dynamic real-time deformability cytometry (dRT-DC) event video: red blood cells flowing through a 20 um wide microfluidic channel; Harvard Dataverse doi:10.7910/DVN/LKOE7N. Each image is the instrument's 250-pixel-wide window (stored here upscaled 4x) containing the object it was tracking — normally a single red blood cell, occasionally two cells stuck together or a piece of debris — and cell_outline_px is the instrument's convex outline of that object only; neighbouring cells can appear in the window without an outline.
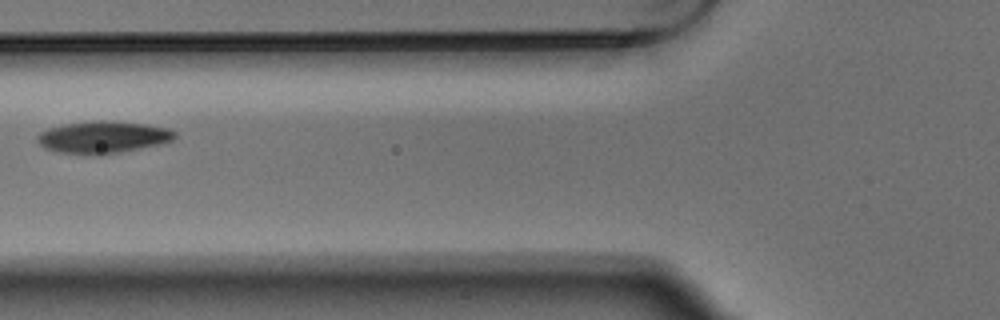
{"species": "Egyptian fruit bat (a non-hibernating species)", "species_latin": "Rousettus aegyptiacus", "temperature_condition": "warm", "stored_images_in_passage": 2, "camera_frame_rate_fps": 3000, "um_per_image_px": 0.085, "animal": {"sex": "male"}, "frame": {"image": 1, "passage_image": 2, "time_ms": 0.333, "image_size_px": [1000, 320], "cell_outline_px": [[176, 136], [172, 140], [160, 144], [100, 156], [96, 156], [56, 152], [44, 148], [36, 140], [36, 136], [40, 132], [48, 128], [64, 124], [88, 120], [112, 120], [148, 124], [168, 128], [176, 132]], "centroid_in_image_um": [8.72, 11.66], "position_along_channel_um": 117.1, "area_um2": 26.3}}